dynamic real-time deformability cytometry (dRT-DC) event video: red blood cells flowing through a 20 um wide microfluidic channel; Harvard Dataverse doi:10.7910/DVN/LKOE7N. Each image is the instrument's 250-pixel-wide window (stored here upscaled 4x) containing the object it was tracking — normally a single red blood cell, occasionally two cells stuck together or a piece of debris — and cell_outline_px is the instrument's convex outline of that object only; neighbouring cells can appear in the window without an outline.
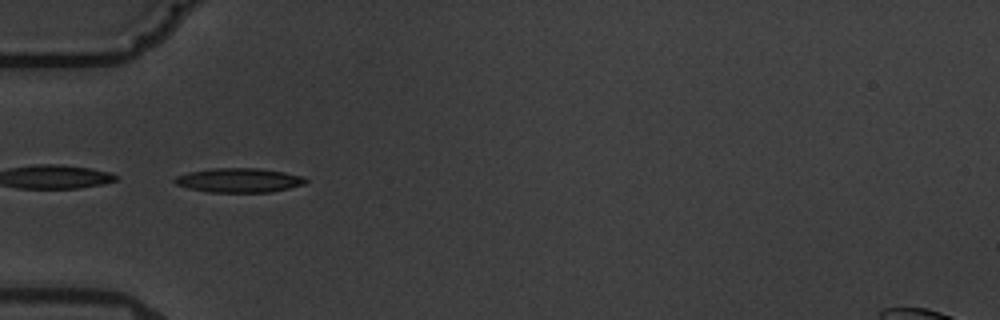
{"species": "common noctule bat (a hibernating species)", "species_latin": "Nyctalus noctula", "temperature_condition": "warm", "stored_images_in_passage": 6, "camera_frame_rate_fps": 3000, "um_per_image_px": 0.085, "animal": {"sex": "male", "body_mass_g": 19.5, "forearm_length_mm": 54.6}, "frame": {"image": 1, "passage_image": 5, "time_ms": 5.333, "image_size_px": [1000, 320], "cell_outline_px": [[308, 180], [304, 184], [272, 192], [208, 192], [188, 188], [176, 184], [172, 180], [176, 176], [188, 172], [212, 168], [256, 168], [284, 172], [304, 176]], "centroid_in_image_um": [20.3, 15.32], "position_along_channel_um": 64.7, "area_um2": 18.55}}